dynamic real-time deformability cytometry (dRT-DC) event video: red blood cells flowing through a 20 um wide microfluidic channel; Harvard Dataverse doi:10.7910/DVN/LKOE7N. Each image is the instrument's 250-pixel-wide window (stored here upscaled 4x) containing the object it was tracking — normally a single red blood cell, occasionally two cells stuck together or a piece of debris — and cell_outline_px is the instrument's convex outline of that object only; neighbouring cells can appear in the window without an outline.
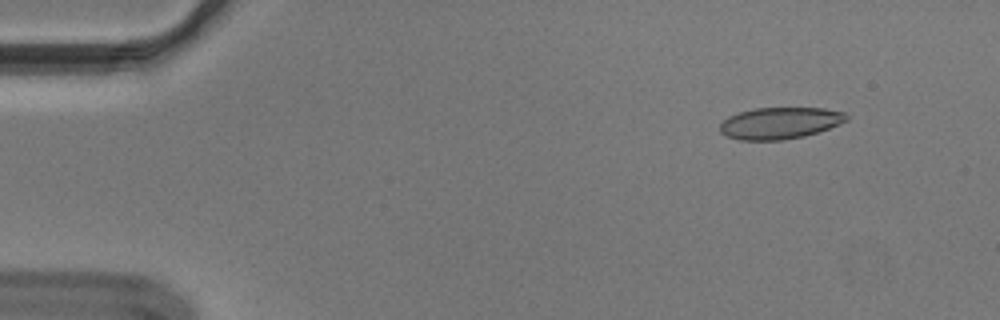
{"species": "Egyptian fruit bat (a non-hibernating species)", "species_latin": "Rousettus aegyptiacus", "temperature_condition": "cold", "stored_images_in_passage": 55, "camera_frame_rate_fps": 3000, "um_per_image_px": 0.085, "animal": {"sex": "male"}, "frame": {"image": 1, "passage_image": 6, "time_ms": 1.667, "image_size_px": [1000, 320], "cell_outline_px": [[848, 120], [840, 124], [804, 136], [784, 140], [740, 140], [728, 136], [720, 132], [720, 124], [728, 116], [740, 112], [756, 108], [824, 108], [844, 112], [848, 116]], "centroid_in_image_um": [66.3, 10.46], "position_along_channel_um": 18.7, "area_um2": 23.24}}
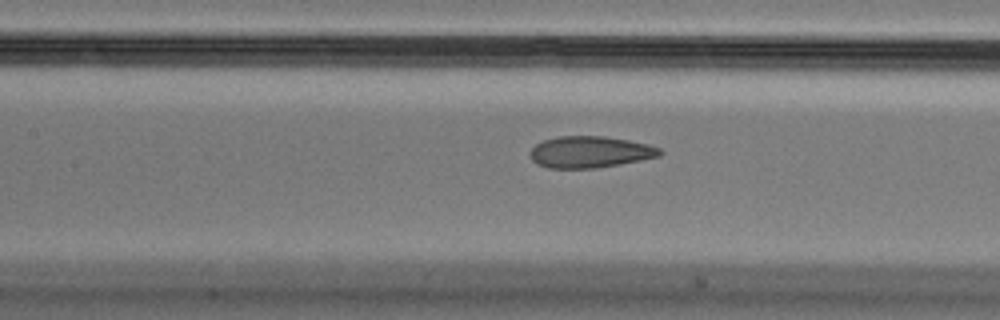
{"frame": {"image": 2, "passage_image": 25, "time_ms": 8.0, "image_size_px": [1000, 320], "cell_outline_px": [[664, 152], [660, 156], [620, 164], [596, 168], [548, 168], [536, 164], [532, 160], [532, 148], [536, 144], [544, 140], [560, 136], [604, 136], [628, 140], [648, 144], [660, 148]], "centroid_in_image_um": [50.18, 12.92], "position_along_channel_um": 157.2, "area_um2": 23.76}}
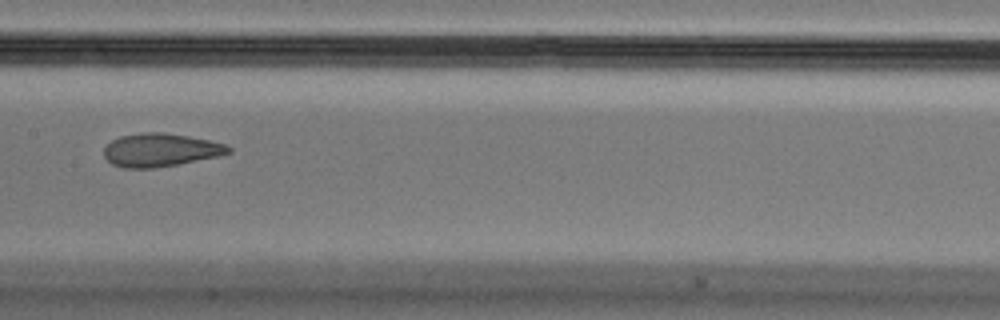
{"frame": {"image": 3, "passage_image": 28, "time_ms": 9.0, "image_size_px": [1000, 320], "cell_outline_px": [[232, 152], [220, 156], [156, 168], [124, 168], [112, 164], [104, 156], [104, 148], [112, 140], [120, 136], [144, 132], [160, 132], [188, 136], [208, 140], [224, 144], [232, 148]], "centroid_in_image_um": [13.64, 12.75], "position_along_channel_um": 193.8, "area_um2": 24.04}, "authors_computed_cell_mechanics": {"area_um2": 24.3916, "velocity_mm_per_s": 3.6542, "shape_relaxation_time_tau1_ms": null, "shape_relaxation_time_tau2_ms": 1.3719, "deformation_change_tau1": null, "deformation_change_tau2": 0.0718}}